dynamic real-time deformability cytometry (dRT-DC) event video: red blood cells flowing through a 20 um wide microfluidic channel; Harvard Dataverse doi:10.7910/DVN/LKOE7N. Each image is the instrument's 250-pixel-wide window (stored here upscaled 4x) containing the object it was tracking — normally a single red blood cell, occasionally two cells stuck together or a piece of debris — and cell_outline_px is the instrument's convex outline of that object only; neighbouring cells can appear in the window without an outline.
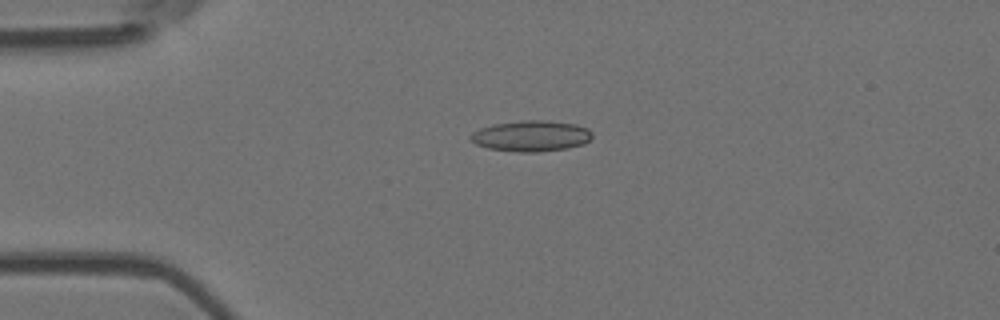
{"species": "Egyptian fruit bat (a non-hibernating species)", "species_latin": "Rousettus aegyptiacus", "temperature_condition": "room temperature", "stored_images_in_passage": 2, "camera_frame_rate_fps": 3000, "um_per_image_px": 0.085, "animal": {"sex": "female"}, "frame": {"image": 1, "passage_image": 1, "time_ms": 0.0, "image_size_px": [1000, 320], "cell_outline_px": [[592, 136], [584, 144], [568, 148], [540, 152], [516, 152], [488, 148], [476, 144], [468, 136], [472, 132], [480, 128], [492, 124], [520, 120], [544, 120], [576, 124], [588, 128], [592, 132]], "centroid_in_image_um": [45.14, 11.55], "position_along_channel_um": 39.9, "area_um2": 22.08}}